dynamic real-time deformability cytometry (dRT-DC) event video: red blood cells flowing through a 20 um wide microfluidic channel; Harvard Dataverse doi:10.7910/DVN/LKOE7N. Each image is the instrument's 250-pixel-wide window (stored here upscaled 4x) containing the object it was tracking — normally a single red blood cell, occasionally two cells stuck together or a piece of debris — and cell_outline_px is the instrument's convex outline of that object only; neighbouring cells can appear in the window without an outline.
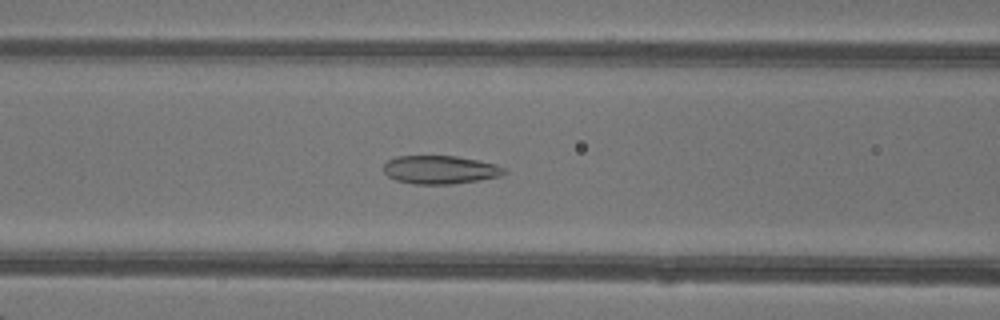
{"species": "common noctule bat (a hibernating species)", "species_latin": "Nyctalus noctula", "temperature_condition": "warm", "stored_images_in_passage": 41, "camera_frame_rate_fps": 3000, "um_per_image_px": 0.085, "animal": {"sex": "female"}, "frame": {"image": 1, "passage_image": 14, "time_ms": 4.333, "image_size_px": [1000, 320], "cell_outline_px": [[508, 172], [500, 176], [452, 184], [416, 184], [396, 180], [388, 176], [384, 172], [384, 164], [388, 160], [396, 156], [456, 156], [496, 164], [504, 168]], "centroid_in_image_um": [37.4, 14.42], "position_along_channel_um": 129.2, "area_um2": 19.77}}
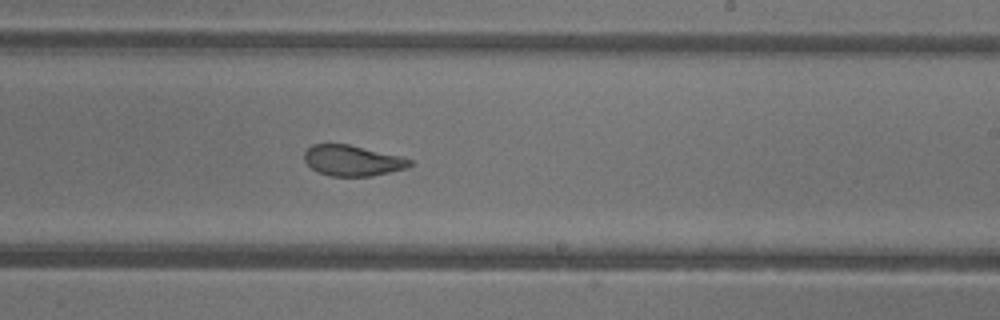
{"frame": {"image": 2, "passage_image": 23, "time_ms": 7.333, "image_size_px": [1000, 320], "cell_outline_px": [[412, 164], [408, 168], [372, 176], [332, 176], [320, 172], [312, 168], [304, 160], [304, 152], [312, 144], [348, 144], [400, 156], [412, 160]], "centroid_in_image_um": [29.97, 13.65], "position_along_channel_um": 259.0, "area_um2": 18.73}}
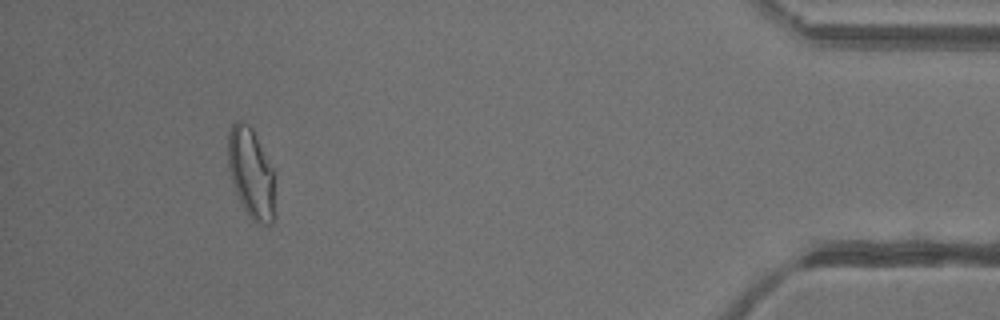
{"frame": {"image": 3, "passage_image": 38, "time_ms": 12.333, "image_size_px": [1000, 320], "cell_outline_px": [[276, 216], [272, 224], [260, 224], [252, 220], [248, 216], [236, 192], [228, 168], [228, 132], [232, 124], [236, 120], [240, 120], [248, 124], [252, 128], [276, 172]], "centroid_in_image_um": [21.41, 14.76], "position_along_channel_um": 413.8, "area_um2": 25.61}, "authors_computed_cell_mechanics": {"area_um2": 21.6172, "velocity_mm_per_s": 4.3421, "shape_relaxation_time_tau1_ms": 5.7064, "shape_relaxation_time_tau2_ms": 0.955, "deformation_change_tau1": 0.1536, "deformation_change_tau2": 0.0745}}